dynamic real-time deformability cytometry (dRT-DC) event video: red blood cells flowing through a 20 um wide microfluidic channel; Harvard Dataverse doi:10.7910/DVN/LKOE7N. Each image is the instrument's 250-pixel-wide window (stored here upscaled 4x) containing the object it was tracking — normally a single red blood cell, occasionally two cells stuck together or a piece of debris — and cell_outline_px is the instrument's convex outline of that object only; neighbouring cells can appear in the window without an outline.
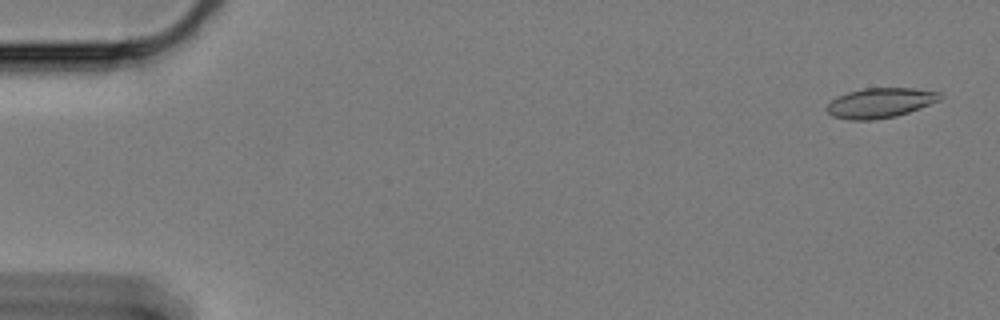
{"species": "Egyptian fruit bat (a non-hibernating species)", "species_latin": "Rousettus aegyptiacus", "temperature_condition": "cold", "stored_images_in_passage": 61, "camera_frame_rate_fps": 3000, "um_per_image_px": 0.085, "animal": {"sex": "female"}, "frame": {"image": 1, "passage_image": 3, "time_ms": 0.667, "image_size_px": [1000, 320], "cell_outline_px": [[944, 96], [940, 100], [920, 108], [896, 116], [872, 120], [848, 120], [832, 116], [824, 108], [836, 96], [848, 92], [864, 88], [916, 88], [940, 92]], "centroid_in_image_um": [74.81, 8.74], "position_along_channel_um": 10.2, "area_um2": 19.88}}
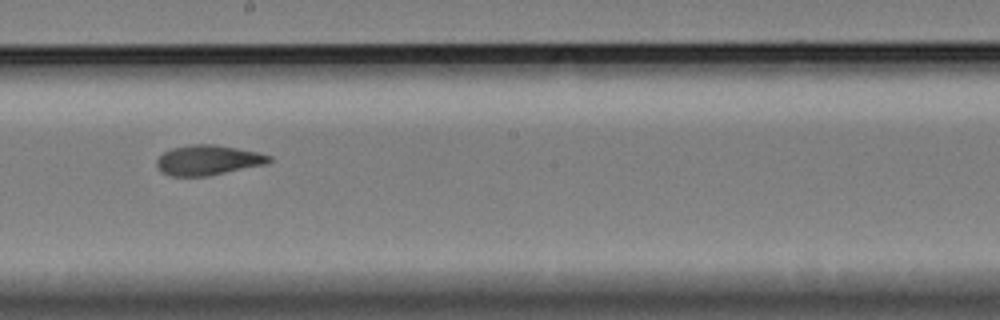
{"frame": {"image": 2, "passage_image": 35, "time_ms": 11.333, "image_size_px": [1000, 320], "cell_outline_px": [[272, 160], [268, 164], [208, 176], [168, 176], [160, 172], [156, 164], [156, 160], [164, 152], [172, 148], [192, 144], [212, 144], [236, 148], [256, 152], [272, 156]], "centroid_in_image_um": [17.67, 13.62], "position_along_channel_um": 230.5, "area_um2": 19.77}}
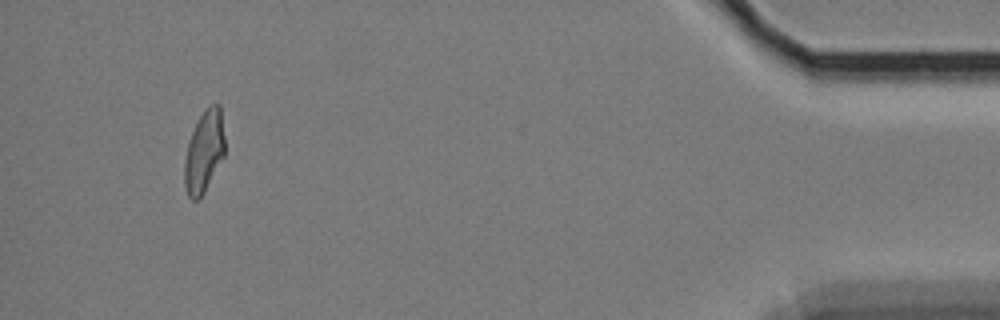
{"frame": {"image": 3, "passage_image": 58, "time_ms": 19.0, "image_size_px": [1000, 320], "cell_outline_px": [[224, 156], [204, 192], [196, 200], [192, 200], [188, 196], [184, 184], [184, 160], [188, 144], [192, 132], [204, 108], [208, 104], [220, 104], [224, 136]], "centroid_in_image_um": [17.35, 12.86], "position_along_channel_um": 417.9, "area_um2": 19.13}, "authors_computed_cell_mechanics": {"area_um2": 19.8254, "velocity_mm_per_s": 3.3109, "shape_relaxation_time_tau1_ms": null, "shape_relaxation_time_tau2_ms": 2.725, "deformation_change_tau1": null, "deformation_change_tau2": 0.0955}}